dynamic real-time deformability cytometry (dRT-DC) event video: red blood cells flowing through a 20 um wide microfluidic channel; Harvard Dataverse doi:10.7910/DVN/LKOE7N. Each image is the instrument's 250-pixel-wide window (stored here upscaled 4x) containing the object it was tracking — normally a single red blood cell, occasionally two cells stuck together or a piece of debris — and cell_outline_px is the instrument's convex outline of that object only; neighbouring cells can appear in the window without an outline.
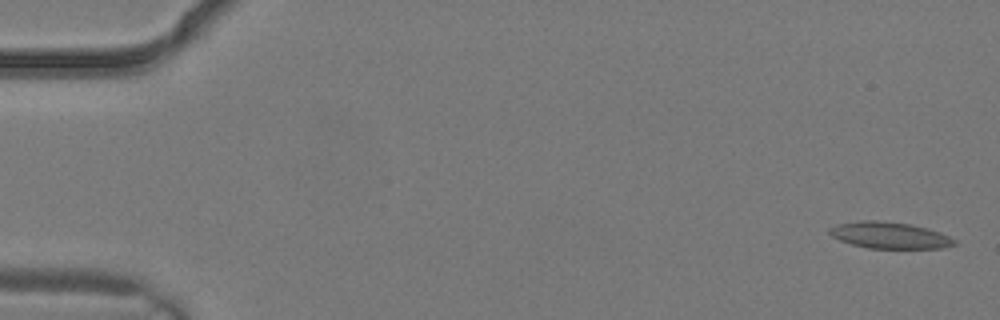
{"species": "common noctule bat (a hibernating species)", "species_latin": "Nyctalus noctula", "temperature_condition": "warm", "stored_images_in_passage": 4, "camera_frame_rate_fps": 3000, "um_per_image_px": 0.085, "animal": {"sex": "male", "body_mass_g": 19.2, "forearm_length_mm": 51.8}, "frame": {"image": 1, "passage_image": 4, "time_ms": 1.0, "image_size_px": [1000, 320], "cell_outline_px": [[956, 244], [940, 248], [868, 248], [852, 244], [840, 240], [832, 236], [828, 232], [828, 228], [836, 224], [860, 220], [876, 220], [912, 224], [928, 228], [940, 232], [956, 240]], "centroid_in_image_um": [75.59, 19.98], "position_along_channel_um": 9.4, "area_um2": 19.31}}